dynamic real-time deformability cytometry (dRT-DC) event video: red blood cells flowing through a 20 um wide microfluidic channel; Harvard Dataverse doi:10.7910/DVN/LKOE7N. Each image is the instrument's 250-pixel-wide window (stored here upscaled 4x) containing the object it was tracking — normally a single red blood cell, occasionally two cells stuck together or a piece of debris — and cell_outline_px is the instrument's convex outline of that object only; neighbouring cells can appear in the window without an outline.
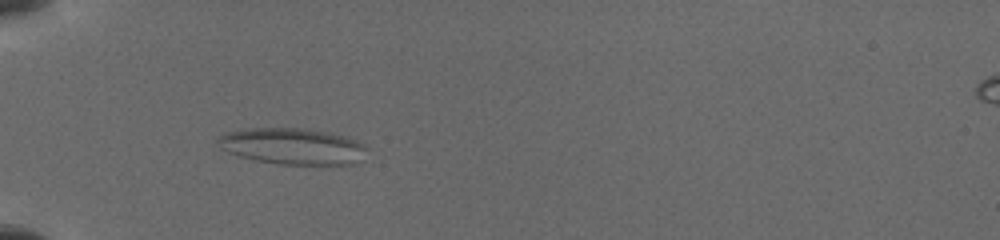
{"species": "common noctule bat (a hibernating species)", "species_latin": "Nyctalus noctula", "temperature_condition": "cold", "stored_images_in_passage": 43, "camera_frame_rate_fps": 3000, "um_per_image_px": 0.085, "animal": {"sex": "female", "body_mass_g": 19.5, "forearm_length_mm": 54.1}, "frame": {"image": 1, "passage_image": 11, "time_ms": 3.667, "image_size_px": [1000, 240], "cell_outline_px": [[364, 148], [352, 164], [280, 164], [256, 160], [240, 156], [228, 152], [220, 148], [216, 140], [224, 132], [244, 128], [308, 128], [328, 132], [356, 140], [364, 144]], "centroid_in_image_um": [24.73, 12.4], "position_along_channel_um": 60.3, "area_um2": 31.04}}
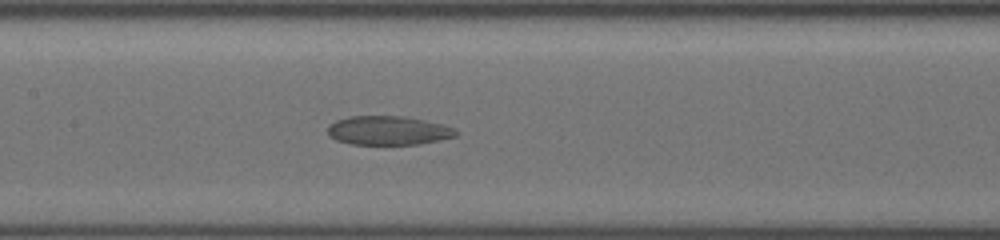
{"frame": {"image": 2, "passage_image": 20, "time_ms": 7.0, "image_size_px": [1000, 240], "cell_outline_px": [[460, 132], [456, 136], [440, 140], [420, 144], [352, 144], [336, 140], [328, 132], [328, 124], [336, 120], [348, 116], [400, 116], [424, 120], [456, 128]], "centroid_in_image_um": [33.02, 11.09], "position_along_channel_um": 174.4, "area_um2": 21.62}}
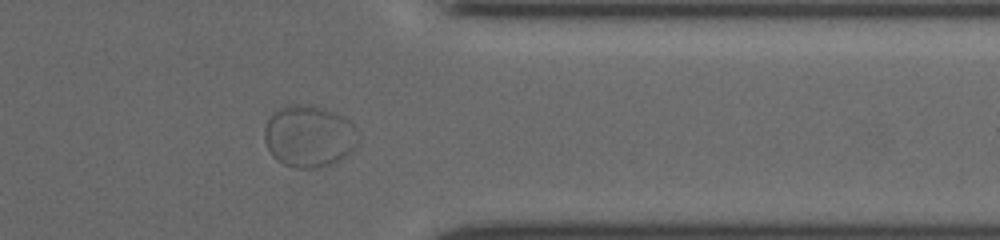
{"frame": {"image": 3, "passage_image": 35, "time_ms": 12.667, "image_size_px": [1000, 240], "cell_outline_px": [[356, 144], [352, 152], [340, 160], [332, 164], [316, 168], [296, 168], [284, 164], [276, 160], [272, 156], [264, 140], [264, 128], [268, 120], [280, 108], [292, 104], [312, 104], [324, 108], [344, 116], [352, 124]], "centroid_in_image_um": [26.23, 11.59], "position_along_channel_um": 385.2, "area_um2": 33.64}}